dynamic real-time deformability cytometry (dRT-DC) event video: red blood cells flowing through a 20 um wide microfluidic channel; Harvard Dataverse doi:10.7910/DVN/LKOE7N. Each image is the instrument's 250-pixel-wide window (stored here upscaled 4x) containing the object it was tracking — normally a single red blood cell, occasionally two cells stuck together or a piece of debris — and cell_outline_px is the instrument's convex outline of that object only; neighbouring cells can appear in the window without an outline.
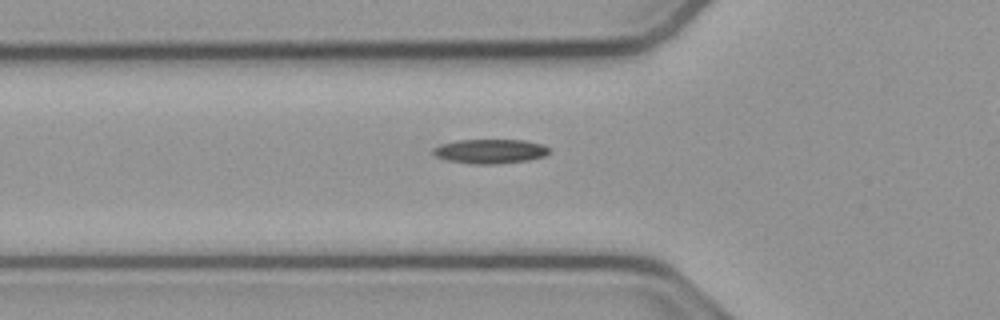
{"species": "common noctule bat (a hibernating species)", "species_latin": "Nyctalus noctula", "temperature_condition": "cold", "stored_images_in_passage": 31, "camera_frame_rate_fps": 3000, "um_per_image_px": 0.085, "animal": {"sex": "male", "body_mass_g": 23.1, "forearm_length_mm": 52.7}, "frame": {"image": 1, "passage_image": 3, "time_ms": 0.667, "image_size_px": [1000, 320], "cell_outline_px": [[548, 152], [544, 156], [528, 160], [492, 164], [476, 164], [448, 160], [436, 156], [432, 152], [432, 148], [440, 144], [456, 140], [524, 140], [544, 144], [548, 148]], "centroid_in_image_um": [41.64, 12.84], "position_along_channel_um": 84.2, "area_um2": 16.36}}
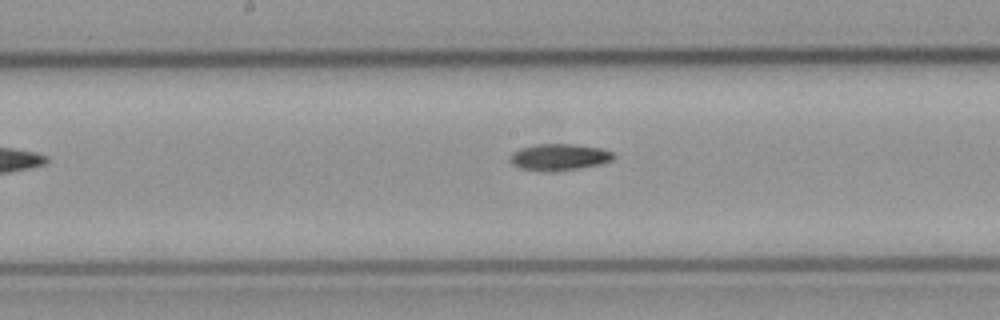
{"frame": {"image": 2, "passage_image": 12, "time_ms": 3.667, "image_size_px": [1000, 320], "cell_outline_px": [[616, 156], [612, 160], [600, 164], [556, 172], [544, 172], [520, 168], [512, 164], [508, 160], [512, 152], [520, 148], [536, 144], [572, 144], [600, 148], [612, 152]], "centroid_in_image_um": [47.49, 13.36], "position_along_channel_um": 200.7, "area_um2": 16.18}}
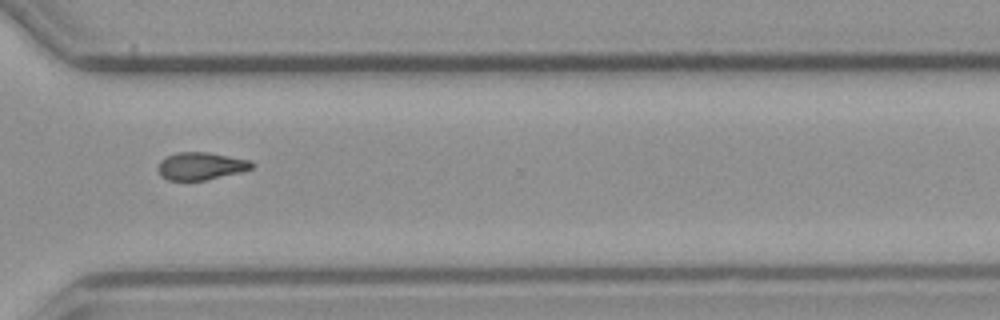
{"frame": {"image": 3, "passage_image": 24, "time_ms": 7.667, "image_size_px": [1000, 320], "cell_outline_px": [[252, 168], [240, 172], [204, 180], [168, 180], [160, 176], [156, 168], [160, 160], [176, 152], [208, 152], [252, 160]], "centroid_in_image_um": [17.03, 14.11], "position_along_channel_um": 353.6, "area_um2": 15.09}}